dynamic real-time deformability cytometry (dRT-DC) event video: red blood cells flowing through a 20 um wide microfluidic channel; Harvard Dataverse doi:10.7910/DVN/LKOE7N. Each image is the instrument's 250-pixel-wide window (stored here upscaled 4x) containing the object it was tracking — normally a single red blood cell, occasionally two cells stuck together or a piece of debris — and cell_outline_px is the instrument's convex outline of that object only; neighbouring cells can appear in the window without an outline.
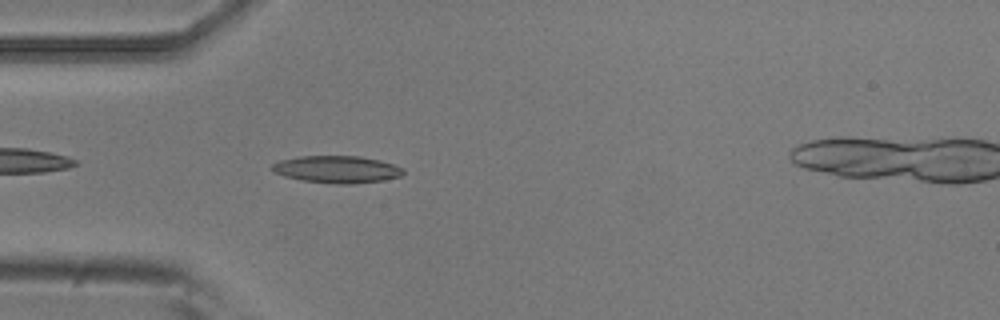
{"species": "common noctule bat (a hibernating species)", "species_latin": "Nyctalus noctula", "temperature_condition": "room temperature", "stored_images_in_passage": 6, "camera_frame_rate_fps": 3000, "um_per_image_px": 0.085, "animal": {"sex": "male", "body_mass_g": 20.5, "forearm_length_mm": 52.5}, "frame": {"image": 1, "passage_image": 5, "time_ms": 1.333, "image_size_px": [1000, 320], "cell_outline_px": [[404, 172], [400, 176], [384, 180], [352, 184], [336, 184], [300, 180], [284, 176], [276, 172], [272, 168], [272, 164], [280, 160], [296, 156], [360, 156], [380, 160], [404, 168]], "centroid_in_image_um": [28.64, 14.39], "position_along_channel_um": 56.4, "area_um2": 20.81}}